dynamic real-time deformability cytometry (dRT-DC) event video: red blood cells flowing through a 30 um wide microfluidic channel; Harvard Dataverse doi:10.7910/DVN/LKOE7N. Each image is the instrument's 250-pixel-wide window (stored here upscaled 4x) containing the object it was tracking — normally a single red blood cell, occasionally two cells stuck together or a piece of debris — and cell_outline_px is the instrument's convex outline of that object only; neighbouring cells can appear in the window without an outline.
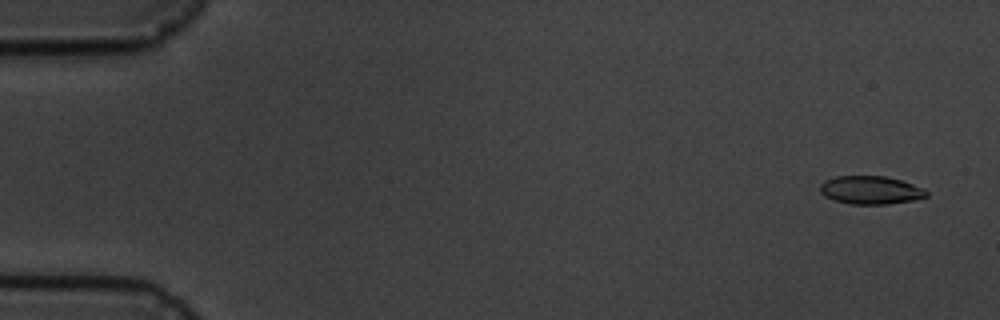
{"species": "common noctule bat (a hibernating species)", "species_latin": "Nyctalus noctula", "temperature_condition": "cold", "stored_images_in_passage": 4, "camera_frame_rate_fps": 3000, "um_per_image_px": 0.085, "animal": {"sex": "male", "body_mass_g": 19.5, "forearm_length_mm": 54.6}, "frame": {"image": 1, "passage_image": 1, "time_ms": 0.0, "image_size_px": [1000, 320], "cell_outline_px": [[928, 196], [916, 200], [888, 204], [848, 204], [824, 196], [820, 192], [820, 184], [824, 180], [836, 176], [884, 176], [900, 180], [924, 188], [928, 192]], "centroid_in_image_um": [74.01, 16.16], "position_along_channel_um": 11.0, "area_um2": 17.57}}
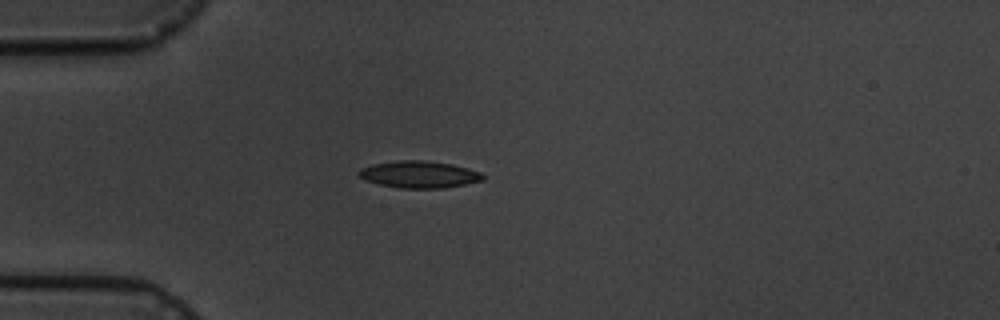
{"frame": {"image": 2, "passage_image": 4, "time_ms": 4.333, "image_size_px": [1000, 320], "cell_outline_px": [[484, 180], [444, 188], [400, 188], [380, 184], [364, 180], [356, 172], [360, 168], [372, 164], [396, 160], [428, 160], [452, 164], [468, 168], [480, 172], [484, 176]], "centroid_in_image_um": [35.61, 14.81], "position_along_channel_um": 49.4, "area_um2": 19.59}}